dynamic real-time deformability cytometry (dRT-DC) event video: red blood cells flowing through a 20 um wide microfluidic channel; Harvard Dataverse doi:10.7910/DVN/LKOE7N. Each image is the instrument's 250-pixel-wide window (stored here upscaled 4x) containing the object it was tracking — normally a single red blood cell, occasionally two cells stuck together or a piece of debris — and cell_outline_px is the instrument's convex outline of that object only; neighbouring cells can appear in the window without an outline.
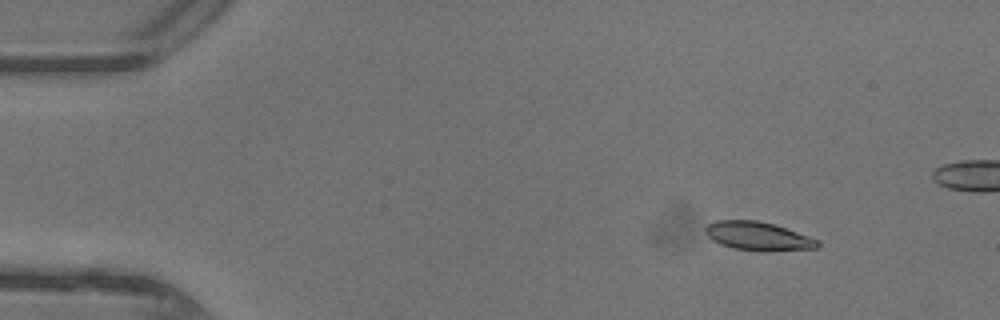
{"species": "common noctule bat (a hibernating species)", "species_latin": "Nyctalus noctula", "temperature_condition": "warm", "stored_images_in_passage": 47, "camera_frame_rate_fps": 3000, "um_per_image_px": 0.085, "animal": {"sex": "female"}, "frame": {"image": 1, "passage_image": 5, "time_ms": 1.333, "image_size_px": [1000, 320], "cell_outline_px": [[820, 244], [816, 248], [768, 252], [760, 252], [732, 248], [720, 244], [712, 240], [704, 232], [704, 228], [708, 224], [716, 220], [756, 220], [776, 224], [820, 240]], "centroid_in_image_um": [64.44, 20.08], "position_along_channel_um": 20.6, "area_um2": 19.13}}
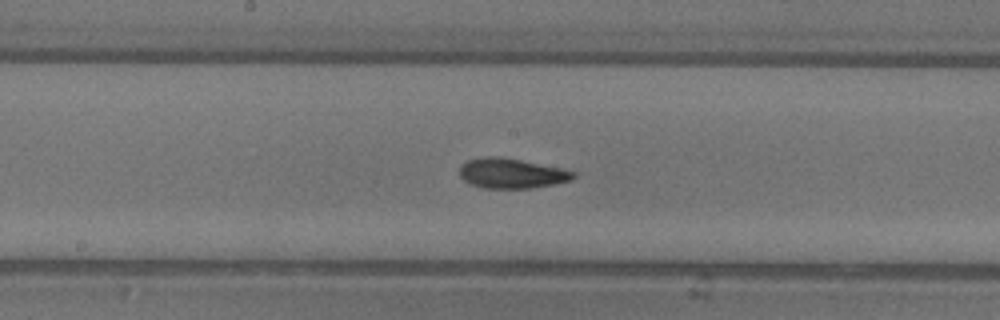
{"frame": {"image": 2, "passage_image": 24, "time_ms": 7.667, "image_size_px": [1000, 320], "cell_outline_px": [[576, 176], [572, 180], [556, 184], [532, 188], [484, 188], [472, 184], [464, 180], [460, 176], [460, 168], [468, 160], [488, 156], [500, 156], [564, 168], [576, 172]], "centroid_in_image_um": [43.55, 14.73], "position_along_channel_um": 204.6, "area_um2": 19.94}}
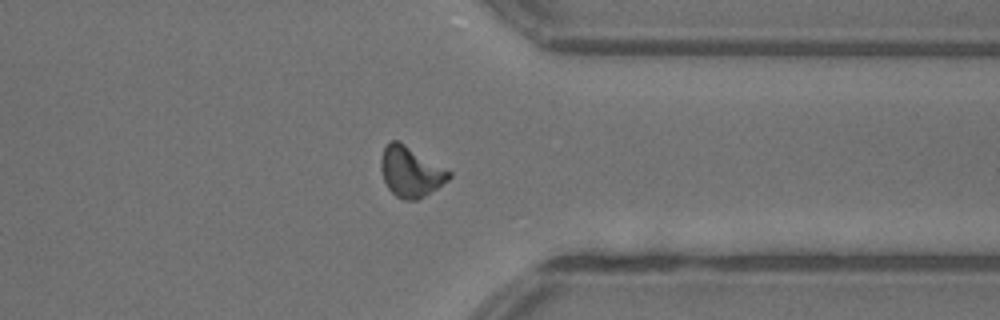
{"frame": {"image": 3, "passage_image": 36, "time_ms": 11.667, "image_size_px": [1000, 320], "cell_outline_px": [[452, 176], [448, 180], [424, 196], [416, 200], [404, 200], [396, 196], [388, 188], [384, 180], [380, 168], [380, 160], [384, 148], [392, 140], [400, 140], [452, 172]], "centroid_in_image_um": [34.9, 14.58], "position_along_channel_um": 376.5, "area_um2": 19.94}, "authors_computed_cell_mechanics": {"area_um2": 18.9006, "velocity_mm_per_s": 4.4126, "shape_relaxation_time_tau1_ms": 3.8659, "shape_relaxation_time_tau2_ms": 2.3855, "deformation_change_tau1": 0.1619, "deformation_change_tau2": 0.0777}}